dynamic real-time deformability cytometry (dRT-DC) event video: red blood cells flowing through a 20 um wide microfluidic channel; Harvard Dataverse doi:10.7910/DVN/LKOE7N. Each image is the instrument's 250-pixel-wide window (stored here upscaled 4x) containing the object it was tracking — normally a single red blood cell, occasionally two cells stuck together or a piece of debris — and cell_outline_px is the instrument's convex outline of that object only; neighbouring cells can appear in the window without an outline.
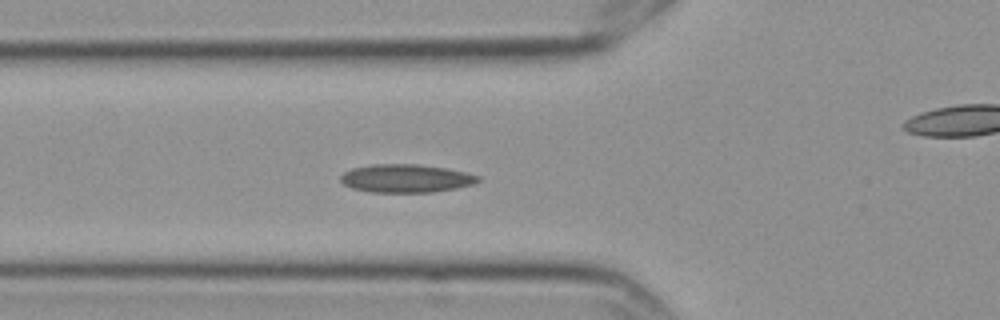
{"species": "Egyptian fruit bat (a non-hibernating species)", "species_latin": "Rousettus aegyptiacus", "temperature_condition": "cold", "stored_images_in_passage": 7, "segment_of_instrument_passage": [1, 2], "camera_frame_rate_fps": 3000, "um_per_image_px": 0.085, "frame": {"image": 1, "passage_image": 6, "time_ms": 1.667, "image_size_px": [1000, 320], "cell_outline_px": [[484, 180], [472, 184], [456, 188], [432, 192], [368, 192], [352, 188], [344, 184], [340, 180], [340, 176], [344, 172], [352, 168], [372, 164], [416, 164], [444, 168], [468, 172], [480, 176]], "centroid_in_image_um": [34.53, 15.16], "position_along_channel_um": 91.3, "area_um2": 22.72}}